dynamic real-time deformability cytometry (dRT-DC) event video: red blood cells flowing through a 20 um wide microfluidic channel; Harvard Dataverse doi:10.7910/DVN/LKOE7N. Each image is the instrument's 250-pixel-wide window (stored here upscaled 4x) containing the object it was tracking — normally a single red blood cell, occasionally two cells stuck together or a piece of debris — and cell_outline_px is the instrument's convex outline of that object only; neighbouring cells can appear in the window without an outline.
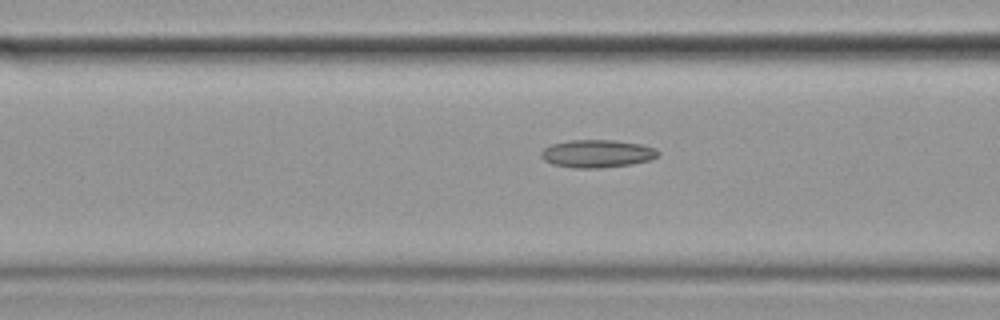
{"species": "common noctule bat (a hibernating species)", "species_latin": "Nyctalus noctula", "temperature_condition": "cold", "stored_images_in_passage": 17, "camera_frame_rate_fps": 3000, "um_per_image_px": 0.085, "animal": {"sex": "female", "body_mass_g": 19.9}, "frame": {"image": 1, "passage_image": 15, "time_ms": 4.667, "image_size_px": [1000, 320], "cell_outline_px": [[660, 152], [652, 160], [632, 164], [600, 168], [572, 168], [552, 164], [544, 160], [540, 156], [540, 152], [544, 148], [552, 144], [568, 140], [612, 140], [640, 144], [656, 148]], "centroid_in_image_um": [50.74, 13.06], "position_along_channel_um": 115.9, "area_um2": 19.07}}